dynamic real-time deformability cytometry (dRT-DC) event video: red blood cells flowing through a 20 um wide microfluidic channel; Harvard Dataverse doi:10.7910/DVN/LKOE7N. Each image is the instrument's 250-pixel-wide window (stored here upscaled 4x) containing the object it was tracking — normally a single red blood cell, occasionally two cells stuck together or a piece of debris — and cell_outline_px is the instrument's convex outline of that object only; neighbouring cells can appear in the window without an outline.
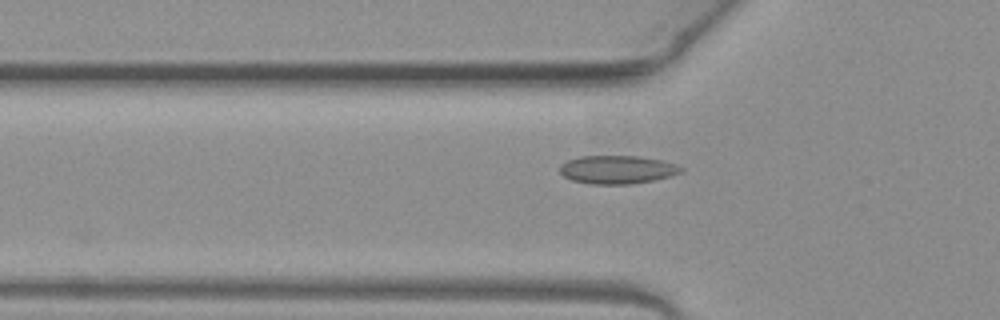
{"species": "common noctule bat (a hibernating species)", "species_latin": "Nyctalus noctula", "temperature_condition": "warm", "stored_images_in_passage": 38, "camera_frame_rate_fps": 3000, "um_per_image_px": 0.085, "animal": {"sex": "female", "body_mass_g": 19.3, "forearm_length_mm": 54.1}, "frame": {"image": 1, "passage_image": 11, "time_ms": 3.333, "image_size_px": [1000, 320], "cell_outline_px": [[684, 172], [652, 180], [632, 184], [592, 184], [572, 180], [564, 176], [560, 172], [560, 164], [568, 160], [580, 156], [640, 156], [664, 160], [676, 164], [684, 168]], "centroid_in_image_um": [52.49, 14.41], "position_along_channel_um": 73.3, "area_um2": 20.06}}
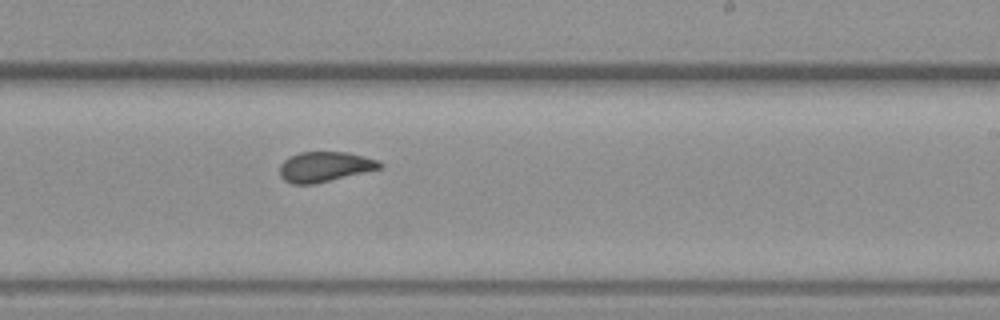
{"frame": {"image": 2, "passage_image": 25, "time_ms": 8.0, "image_size_px": [1000, 320], "cell_outline_px": [[384, 164], [380, 168], [312, 184], [292, 184], [284, 180], [280, 176], [280, 164], [288, 156], [300, 152], [348, 152], [364, 156], [376, 160]], "centroid_in_image_um": [27.55, 14.16], "position_along_channel_um": 261.4, "area_um2": 17.34}}
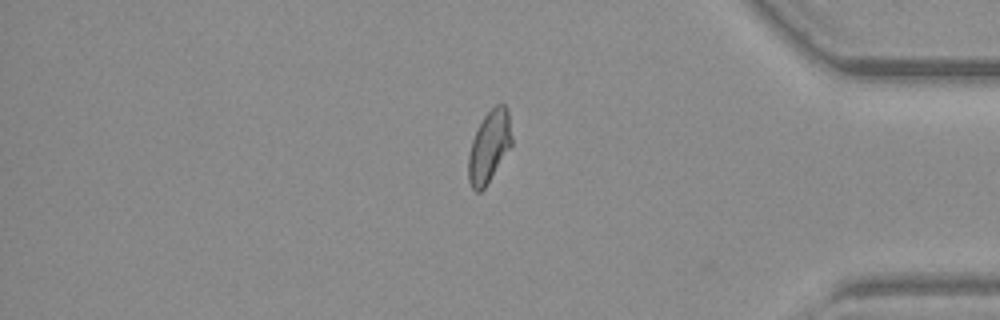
{"frame": {"image": 3, "passage_image": 37, "time_ms": 12.0, "image_size_px": [1000, 320], "cell_outline_px": [[512, 144], [484, 188], [480, 192], [476, 192], [472, 188], [468, 180], [468, 156], [472, 140], [484, 116], [496, 104], [504, 104], [508, 108], [512, 136]], "centroid_in_image_um": [41.58, 12.45], "position_along_channel_um": 393.6, "area_um2": 17.92}}